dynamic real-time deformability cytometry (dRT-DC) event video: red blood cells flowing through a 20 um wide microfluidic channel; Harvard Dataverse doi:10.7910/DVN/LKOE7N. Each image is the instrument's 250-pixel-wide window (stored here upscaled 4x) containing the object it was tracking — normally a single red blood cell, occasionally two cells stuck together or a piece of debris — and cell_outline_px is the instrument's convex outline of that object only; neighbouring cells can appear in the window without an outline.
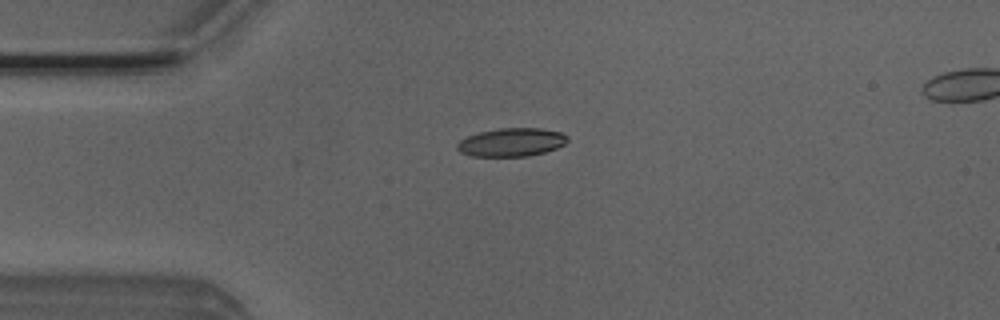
{"species": "Egyptian fruit bat (a non-hibernating species)", "species_latin": "Rousettus aegyptiacus", "temperature_condition": "room temperature", "stored_images_in_passage": 3, "camera_frame_rate_fps": 3000, "um_per_image_px": 0.085, "animal": {"sex": "male"}, "frame": {"image": 1, "passage_image": 1, "time_ms": 0.0, "image_size_px": [1000, 320], "cell_outline_px": [[568, 140], [564, 144], [556, 148], [544, 152], [528, 156], [472, 156], [460, 152], [456, 148], [456, 144], [460, 140], [468, 136], [480, 132], [500, 128], [540, 128], [560, 132], [568, 136]], "centroid_in_image_um": [43.47, 12.09], "position_along_channel_um": 41.5, "area_um2": 18.15}}